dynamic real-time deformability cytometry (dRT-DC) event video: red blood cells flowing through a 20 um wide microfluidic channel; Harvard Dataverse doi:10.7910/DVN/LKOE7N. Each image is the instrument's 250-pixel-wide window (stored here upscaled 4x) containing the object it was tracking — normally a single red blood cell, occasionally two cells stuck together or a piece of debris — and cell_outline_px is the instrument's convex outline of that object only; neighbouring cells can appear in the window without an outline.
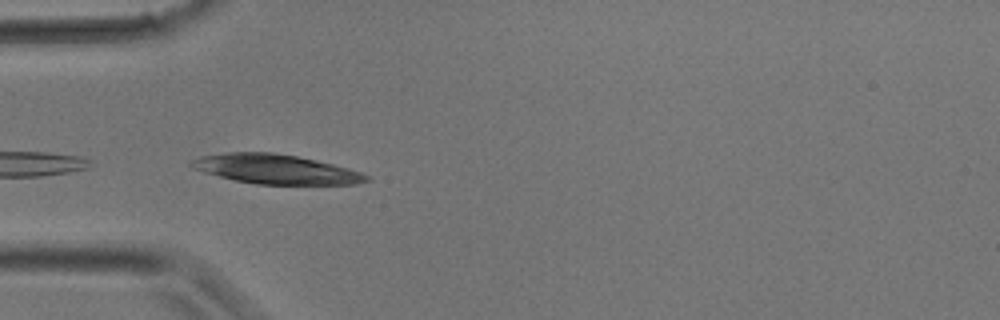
{"species": "common noctule bat (a hibernating species)", "species_latin": "Nyctalus noctula", "temperature_condition": "room temperature", "stored_images_in_passage": 16, "camera_frame_rate_fps": 3000, "um_per_image_px": 0.085, "animal": {"sex": "male", "body_mass_g": 17.9}, "frame": {"image": 1, "passage_image": 10, "time_ms": 3.0, "image_size_px": [1000, 320], "cell_outline_px": [[372, 180], [356, 184], [256, 184], [236, 180], [204, 172], [192, 168], [188, 164], [188, 160], [200, 156], [228, 152], [272, 152], [296, 156], [316, 160], [348, 168], [360, 172], [368, 176]], "centroid_in_image_um": [23.41, 14.37], "position_along_channel_um": 61.6, "area_um2": 29.94}}